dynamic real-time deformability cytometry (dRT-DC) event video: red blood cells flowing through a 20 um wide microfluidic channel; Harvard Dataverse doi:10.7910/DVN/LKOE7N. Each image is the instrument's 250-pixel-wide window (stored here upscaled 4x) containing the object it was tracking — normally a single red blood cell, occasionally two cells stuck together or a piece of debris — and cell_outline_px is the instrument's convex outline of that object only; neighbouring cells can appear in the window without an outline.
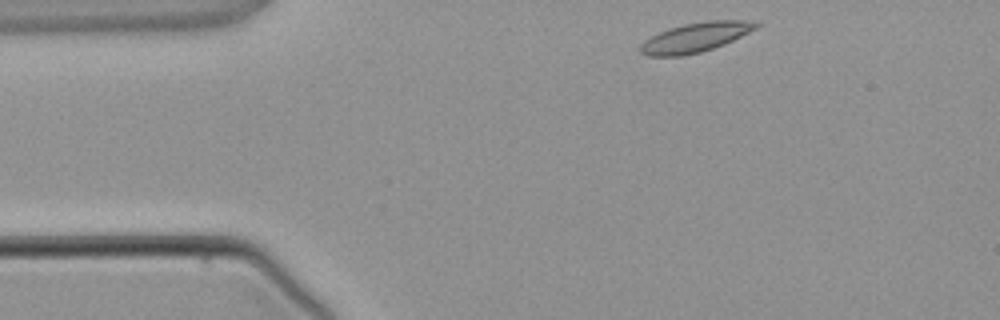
{"species": "common noctule bat (a hibernating species)", "species_latin": "Nyctalus noctula", "temperature_condition": "warm", "stored_images_in_passage": 2, "camera_frame_rate_fps": 3000, "um_per_image_px": 0.085, "animal": {"sex": "male", "body_mass_g": 21.5, "forearm_length_mm": 52.0}, "frame": {"image": 1, "passage_image": 1, "time_ms": 0.0, "image_size_px": [1000, 320], "cell_outline_px": [[760, 24], [756, 28], [724, 44], [700, 52], [684, 56], [648, 56], [640, 52], [640, 44], [644, 40], [668, 28], [684, 24], [708, 20], [744, 20]], "centroid_in_image_um": [59.06, 3.18], "position_along_channel_um": 25.9, "area_um2": 19.65}}